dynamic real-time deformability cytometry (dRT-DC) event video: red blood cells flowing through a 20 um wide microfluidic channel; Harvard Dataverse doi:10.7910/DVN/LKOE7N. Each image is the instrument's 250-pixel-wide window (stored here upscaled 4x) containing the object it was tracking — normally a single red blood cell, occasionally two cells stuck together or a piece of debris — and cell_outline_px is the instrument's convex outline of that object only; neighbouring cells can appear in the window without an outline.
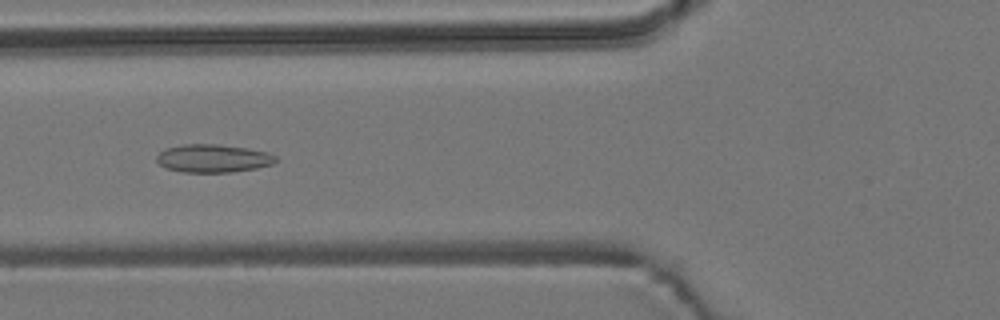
{"species": "common noctule bat (a hibernating species)", "species_latin": "Nyctalus noctula", "temperature_condition": "room temperature", "stored_images_in_passage": 50, "camera_frame_rate_fps": 3000, "um_per_image_px": 0.085, "animal": {"sex": "male", "body_mass_g": 19.2, "forearm_length_mm": 51.8}, "frame": {"image": 1, "passage_image": 16, "time_ms": 5.0, "image_size_px": [1000, 320], "cell_outline_px": [[276, 160], [272, 164], [256, 168], [232, 172], [180, 172], [164, 168], [156, 160], [156, 156], [164, 148], [184, 144], [220, 144], [268, 152], [276, 156]], "centroid_in_image_um": [18.06, 13.46], "position_along_channel_um": 107.7, "area_um2": 19.54}}
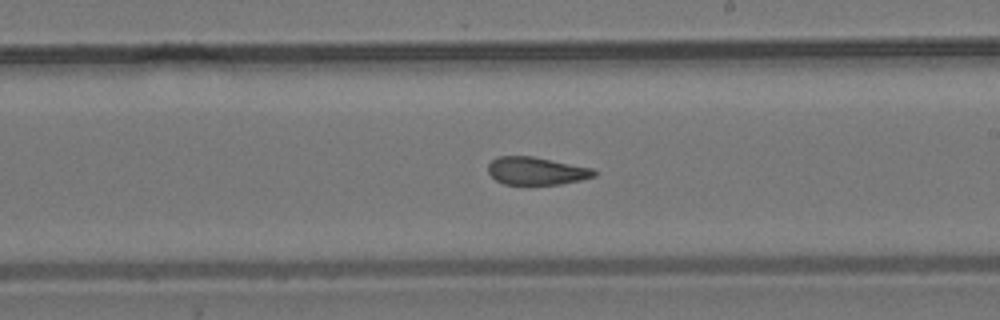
{"frame": {"image": 2, "passage_image": 27, "time_ms": 8.667, "image_size_px": [1000, 320], "cell_outline_px": [[596, 176], [580, 180], [560, 184], [504, 184], [496, 180], [488, 172], [488, 164], [492, 160], [500, 156], [532, 156], [592, 168], [596, 172]], "centroid_in_image_um": [45.58, 14.53], "position_along_channel_um": 243.4, "area_um2": 16.99}}
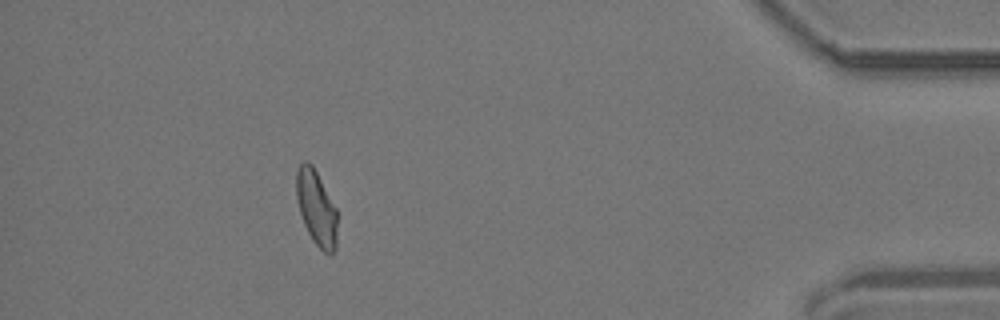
{"frame": {"image": 3, "passage_image": 45, "time_ms": 14.667, "image_size_px": [1000, 320], "cell_outline_px": [[336, 248], [328, 256], [312, 240], [304, 224], [300, 212], [296, 196], [296, 172], [300, 164], [304, 160], [308, 160], [312, 164], [336, 208]], "centroid_in_image_um": [26.88, 17.66], "position_along_channel_um": 408.3, "area_um2": 17.74}, "authors_computed_cell_mechanics": {"area_um2": 18.4382, "velocity_mm_per_s": 3.6973, "shape_relaxation_time_tau1_ms": null, "shape_relaxation_time_tau2_ms": 1.6513, "deformation_change_tau1": null, "deformation_change_tau2": 0.0773}}